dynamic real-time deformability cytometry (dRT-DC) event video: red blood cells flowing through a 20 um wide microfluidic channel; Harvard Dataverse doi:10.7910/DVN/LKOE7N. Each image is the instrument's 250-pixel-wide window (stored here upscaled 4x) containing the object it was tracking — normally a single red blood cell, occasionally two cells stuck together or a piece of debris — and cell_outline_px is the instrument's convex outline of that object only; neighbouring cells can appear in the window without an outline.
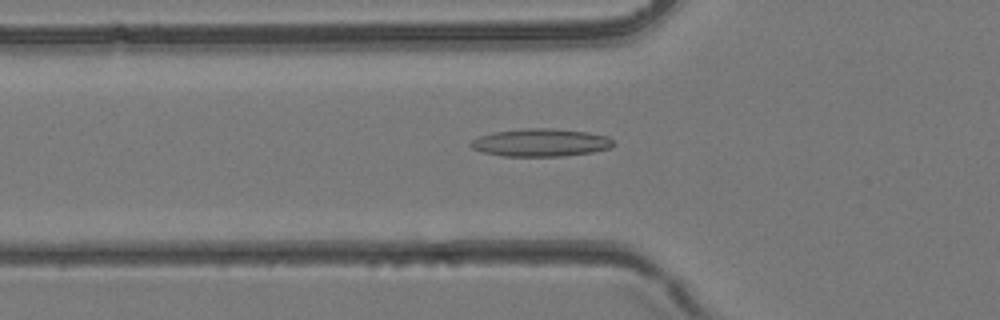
{"species": "common noctule bat (a hibernating species)", "species_latin": "Nyctalus noctula", "temperature_condition": "room temperature", "stored_images_in_passage": 40, "camera_frame_rate_fps": 3000, "um_per_image_px": 0.085, "animal": {"sex": "female", "body_mass_g": 24.6, "forearm_length_mm": 56.2}, "frame": {"image": 1, "passage_image": 15, "time_ms": 4.667, "image_size_px": [1000, 320], "cell_outline_px": [[616, 144], [608, 148], [592, 152], [560, 156], [504, 156], [484, 152], [472, 148], [468, 144], [472, 140], [480, 136], [492, 132], [524, 128], [548, 128], [588, 132], [608, 136]], "centroid_in_image_um": [45.95, 12.11], "position_along_channel_um": 79.8, "area_um2": 23.0}}
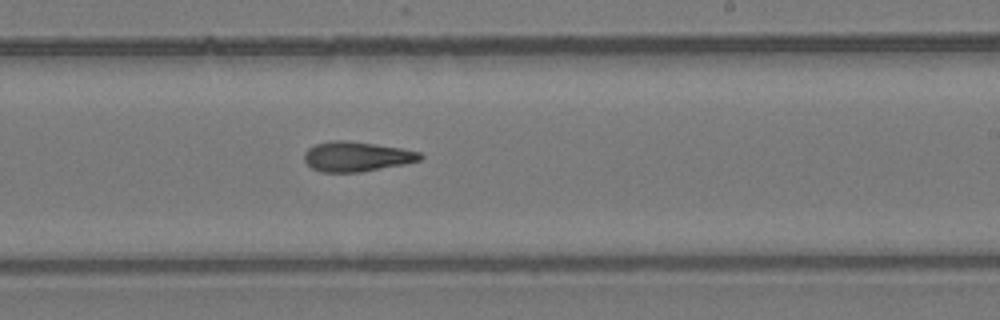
{"frame": {"image": 2, "passage_image": 26, "time_ms": 8.333, "image_size_px": [1000, 320], "cell_outline_px": [[424, 156], [420, 160], [404, 164], [360, 172], [320, 172], [312, 168], [304, 160], [304, 152], [308, 148], [316, 144], [332, 140], [344, 140], [376, 144], [400, 148], [420, 152]], "centroid_in_image_um": [30.29, 13.3], "position_along_channel_um": 258.7, "area_um2": 20.11}}
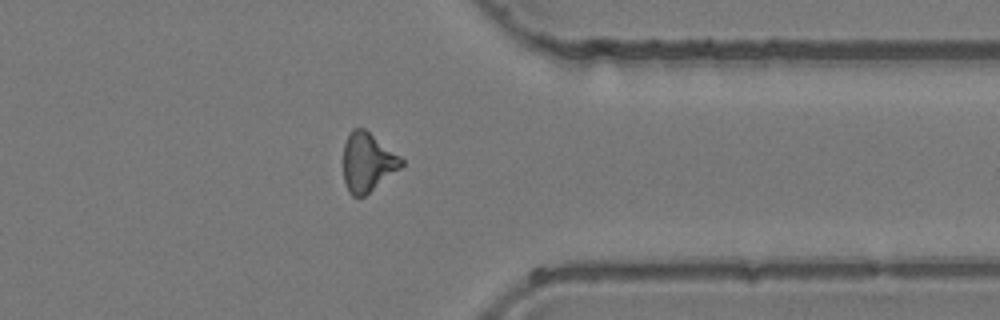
{"frame": {"image": 3, "passage_image": 34, "time_ms": 11.0, "image_size_px": [1000, 320], "cell_outline_px": [[404, 164], [400, 168], [364, 196], [352, 196], [348, 192], [344, 180], [344, 144], [352, 128], [364, 128], [400, 156], [404, 160]], "centroid_in_image_um": [31.24, 13.78], "position_along_channel_um": 380.2, "area_um2": 19.65}}